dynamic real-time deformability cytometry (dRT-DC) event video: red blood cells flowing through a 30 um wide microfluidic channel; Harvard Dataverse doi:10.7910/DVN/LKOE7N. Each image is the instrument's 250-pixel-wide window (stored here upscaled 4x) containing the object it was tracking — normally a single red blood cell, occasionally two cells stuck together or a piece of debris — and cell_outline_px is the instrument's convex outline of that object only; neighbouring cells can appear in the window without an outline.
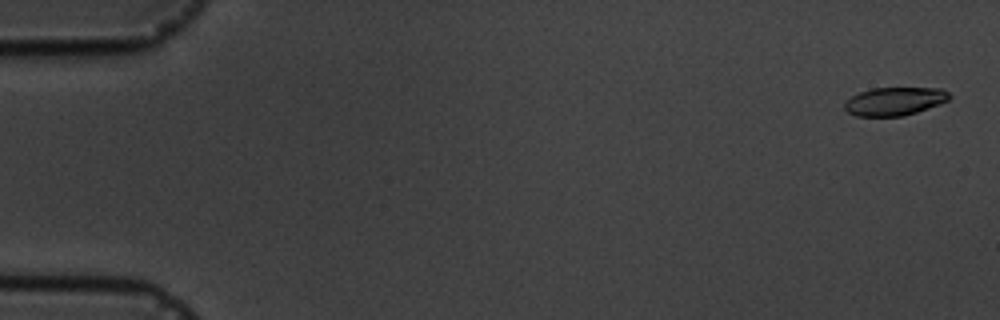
{"species": "common noctule bat (a hibernating species)", "species_latin": "Nyctalus noctula", "temperature_condition": "cold", "stored_images_in_passage": 6, "camera_frame_rate_fps": 3000, "um_per_image_px": 0.085, "animal": {"sex": "male", "body_mass_g": 19.5, "forearm_length_mm": 54.6}, "frame": {"image": 1, "passage_image": 1, "time_ms": 0.0, "image_size_px": [1000, 320], "cell_outline_px": [[952, 96], [948, 100], [940, 104], [904, 116], [856, 116], [848, 112], [844, 108], [844, 104], [852, 96], [860, 92], [872, 88], [940, 88], [948, 92]], "centroid_in_image_um": [76.05, 8.61], "position_along_channel_um": 8.9, "area_um2": 17.17}}